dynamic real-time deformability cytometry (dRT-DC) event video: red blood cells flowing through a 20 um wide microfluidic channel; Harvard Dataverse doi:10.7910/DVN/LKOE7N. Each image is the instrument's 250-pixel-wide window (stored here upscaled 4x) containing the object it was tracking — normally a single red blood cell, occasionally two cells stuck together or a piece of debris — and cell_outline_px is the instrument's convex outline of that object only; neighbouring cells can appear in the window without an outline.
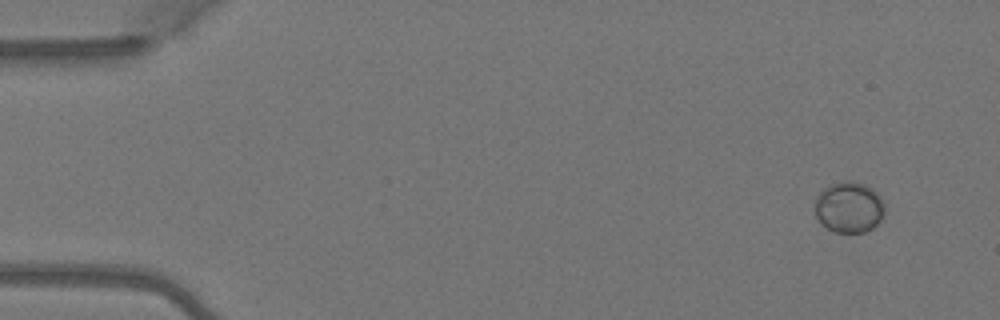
{"species": "Egyptian fruit bat (a non-hibernating species)", "species_latin": "Rousettus aegyptiacus", "temperature_condition": "warm", "stored_images_in_passage": 5, "segment_of_instrument_passage": [1, 2], "camera_frame_rate_fps": 3000, "um_per_image_px": 0.085, "animal": {"sex": "female"}, "frame": {"image": 1, "passage_image": 1, "time_ms": 0.0, "image_size_px": [1000, 320], "cell_outline_px": [[884, 216], [872, 228], [864, 232], [836, 232], [820, 224], [816, 216], [816, 196], [824, 188], [832, 184], [844, 180], [848, 180], [864, 184], [872, 188], [880, 196], [884, 204]], "centroid_in_image_um": [72.17, 17.61], "position_along_channel_um": 12.8, "area_um2": 20.69}}